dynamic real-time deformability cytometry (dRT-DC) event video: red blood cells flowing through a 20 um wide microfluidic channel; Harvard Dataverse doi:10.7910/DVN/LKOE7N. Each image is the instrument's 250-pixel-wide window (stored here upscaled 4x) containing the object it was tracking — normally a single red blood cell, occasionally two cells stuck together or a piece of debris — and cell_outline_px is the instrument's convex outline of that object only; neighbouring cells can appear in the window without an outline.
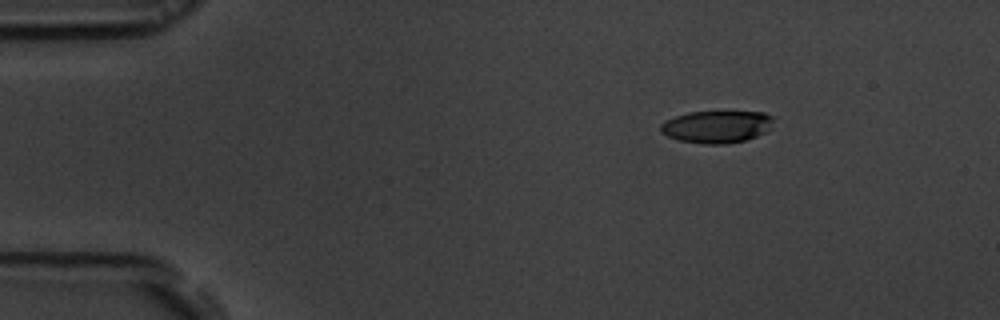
{"species": "common noctule bat (a hibernating species)", "species_latin": "Nyctalus noctula", "temperature_condition": "room temperature", "stored_images_in_passage": 48, "camera_frame_rate_fps": 3000, "um_per_image_px": 0.085, "animal": {"sex": "male", "body_mass_g": 19.5, "forearm_length_mm": 54.6}, "frame": {"image": 1, "passage_image": 1, "time_ms": 0.0, "image_size_px": [1000, 320], "cell_outline_px": [[772, 120], [764, 132], [756, 136], [744, 140], [724, 144], [704, 144], [680, 140], [668, 136], [660, 132], [660, 124], [664, 120], [688, 112], [764, 112], [772, 116]], "centroid_in_image_um": [60.85, 10.77], "position_along_channel_um": 24.1, "area_um2": 20.92}}
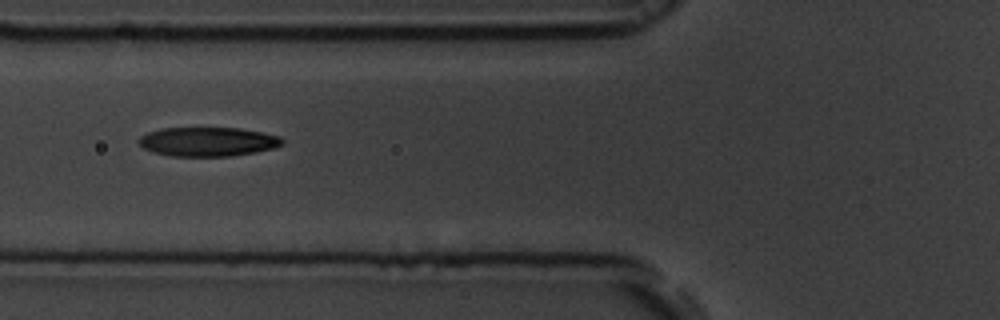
{"frame": {"image": 2, "passage_image": 14, "time_ms": 4.333, "image_size_px": [1000, 320], "cell_outline_px": [[284, 144], [272, 148], [256, 152], [232, 156], [172, 156], [152, 152], [144, 148], [136, 140], [140, 136], [148, 132], [160, 128], [240, 128], [280, 136], [284, 140]], "centroid_in_image_um": [17.65, 12.04], "position_along_channel_um": 108.2, "area_um2": 24.45}}
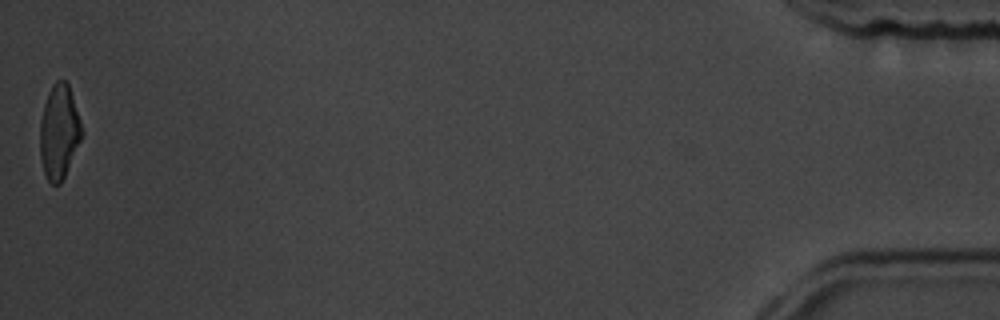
{"frame": {"image": 3, "passage_image": 48, "time_ms": 15.667, "image_size_px": [1000, 320], "cell_outline_px": [[84, 132], [64, 176], [60, 184], [52, 184], [48, 180], [44, 172], [40, 160], [40, 120], [44, 104], [48, 92], [52, 84], [56, 80], [64, 80], [68, 84]], "centroid_in_image_um": [5.01, 11.2], "position_along_channel_um": 430.2, "area_um2": 22.77}, "authors_computed_cell_mechanics": {"area_um2": 24.4205, "velocity_mm_per_s": 3.6939, "shape_relaxation_time_tau1_ms": 3.8593, "shape_relaxation_time_tau2_ms": 1.9755, "deformation_change_tau1": 0.1608, "deformation_change_tau2": 0.0906}}